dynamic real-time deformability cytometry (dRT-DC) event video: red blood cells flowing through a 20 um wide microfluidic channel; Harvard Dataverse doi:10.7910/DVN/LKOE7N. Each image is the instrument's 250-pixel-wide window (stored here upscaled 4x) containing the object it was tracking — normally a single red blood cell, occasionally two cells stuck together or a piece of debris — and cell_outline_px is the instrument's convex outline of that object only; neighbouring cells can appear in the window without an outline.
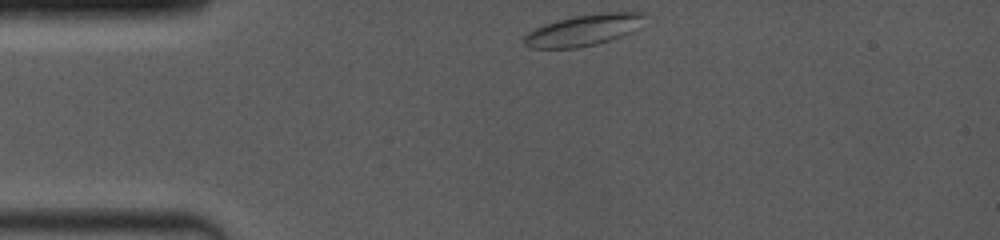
{"species": "common noctule bat (a hibernating species)", "species_latin": "Nyctalus noctula", "temperature_condition": "room temperature", "stored_images_in_passage": 46, "camera_frame_rate_fps": 4000, "um_per_image_px": 0.085, "animal": {"sex": "female", "body_mass_g": 19.0, "forearm_length_mm": 53.3}, "frame": {"image": 1, "passage_image": 1, "time_ms": 0.0, "image_size_px": [1000, 240], "cell_outline_px": [[644, 16], [632, 32], [596, 44], [576, 48], [528, 48], [520, 40], [528, 32], [544, 24], [556, 20], [572, 16], [604, 12], [644, 12]], "centroid_in_image_um": [49.51, 2.56], "position_along_channel_um": 35.5, "area_um2": 21.79}}
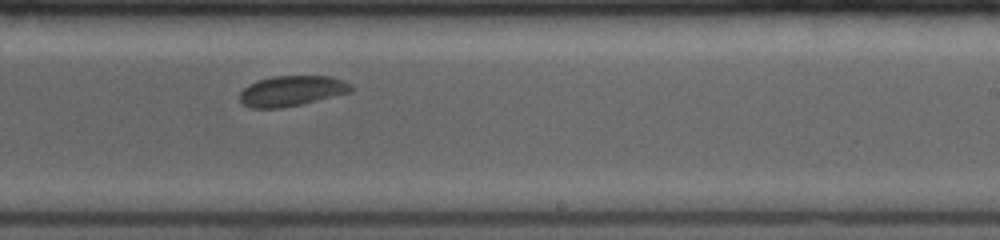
{"frame": {"image": 2, "passage_image": 28, "time_ms": 6.75, "image_size_px": [1000, 240], "cell_outline_px": [[352, 92], [300, 104], [280, 108], [252, 108], [244, 104], [240, 100], [240, 92], [248, 84], [256, 80], [272, 76], [332, 76], [352, 84]], "centroid_in_image_um": [24.79, 7.71], "position_along_channel_um": 264.2, "area_um2": 19.71}}
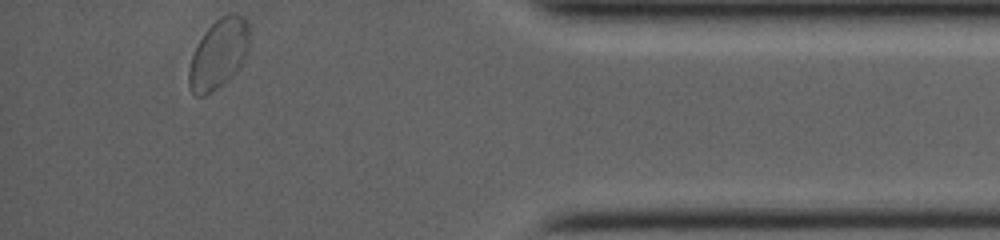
{"frame": {"image": 3, "passage_image": 46, "time_ms": 11.25, "image_size_px": [1000, 240], "cell_outline_px": [[252, 40], [244, 64], [224, 84], [212, 92], [204, 96], [196, 96], [188, 88], [188, 72], [192, 56], [204, 32], [220, 16], [232, 12], [236, 12], [244, 16], [248, 24]], "centroid_in_image_um": [18.64, 4.58], "position_along_channel_um": 416.6, "area_um2": 25.32}, "authors_computed_cell_mechanics": {"area_um2": 20.3167, "velocity_mm_per_s": 3.9634, "shape_relaxation_time_tau1_ms": 5.9427, "shape_relaxation_time_tau2_ms": 1.4346, "deformation_change_tau1": 0.0813, "deformation_change_tau2": 0.0368}}